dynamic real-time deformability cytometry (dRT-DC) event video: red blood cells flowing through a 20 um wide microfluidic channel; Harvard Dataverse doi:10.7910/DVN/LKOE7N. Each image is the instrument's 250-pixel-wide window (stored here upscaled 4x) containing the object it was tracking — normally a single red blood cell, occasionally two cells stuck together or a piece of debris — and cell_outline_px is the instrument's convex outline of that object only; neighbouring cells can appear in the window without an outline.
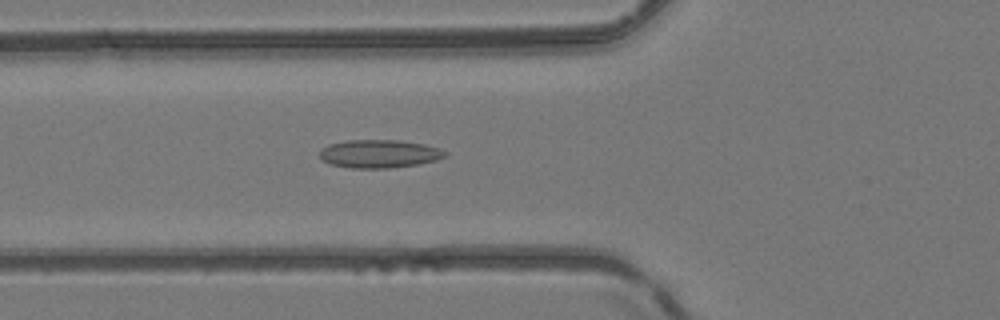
{"species": "common noctule bat (a hibernating species)", "species_latin": "Nyctalus noctula", "temperature_condition": "room temperature", "stored_images_in_passage": 37, "camera_frame_rate_fps": 3000, "um_per_image_px": 0.085, "animal": {"sex": "female", "body_mass_g": 24.6, "forearm_length_mm": 56.2}, "frame": {"image": 1, "passage_image": 9, "time_ms": 2.667, "image_size_px": [1000, 320], "cell_outline_px": [[448, 152], [444, 156], [436, 160], [420, 164], [388, 168], [352, 168], [332, 164], [324, 160], [320, 156], [320, 152], [328, 144], [348, 140], [396, 140], [424, 144], [440, 148]], "centroid_in_image_um": [32.27, 13.07], "position_along_channel_um": 93.5, "area_um2": 20.4}}
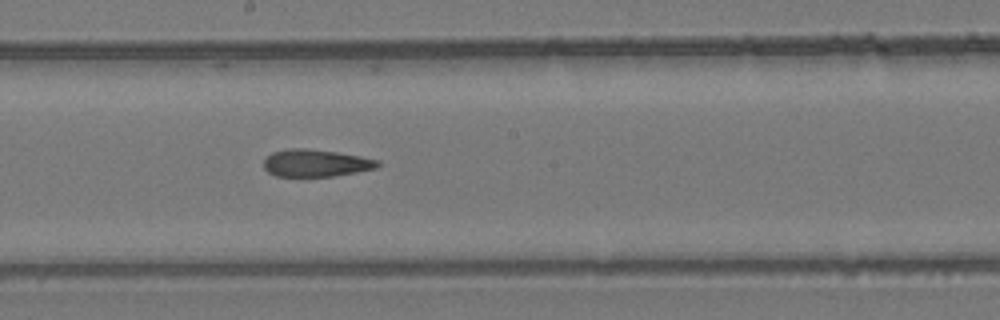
{"frame": {"image": 2, "passage_image": 18, "time_ms": 5.667, "image_size_px": [1000, 320], "cell_outline_px": [[380, 164], [376, 168], [336, 176], [276, 176], [268, 172], [264, 168], [264, 160], [272, 152], [288, 148], [304, 148], [336, 152], [360, 156], [380, 160]], "centroid_in_image_um": [26.84, 13.86], "position_along_channel_um": 221.4, "area_um2": 18.09}}
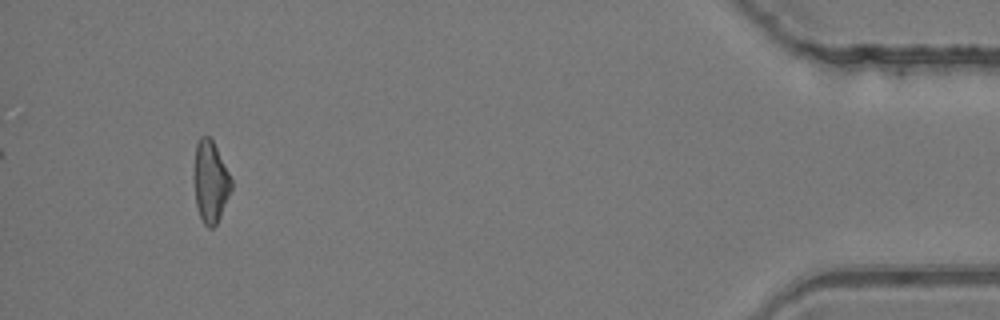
{"frame": {"image": 3, "passage_image": 37, "time_ms": 12.0, "image_size_px": [1000, 320], "cell_outline_px": [[232, 188], [220, 216], [216, 224], [212, 228], [208, 228], [204, 224], [200, 216], [196, 204], [196, 144], [200, 136], [208, 136], [212, 140], [232, 180]], "centroid_in_image_um": [17.92, 15.47], "position_along_channel_um": 417.3, "area_um2": 16.94}, "authors_computed_cell_mechanics": {"area_um2": 18.6116, "velocity_mm_per_s": 4.234, "shape_relaxation_time_tau1_ms": null, "shape_relaxation_time_tau2_ms": 4.9195, "deformation_change_tau1": null, "deformation_change_tau2": 0.1676}}